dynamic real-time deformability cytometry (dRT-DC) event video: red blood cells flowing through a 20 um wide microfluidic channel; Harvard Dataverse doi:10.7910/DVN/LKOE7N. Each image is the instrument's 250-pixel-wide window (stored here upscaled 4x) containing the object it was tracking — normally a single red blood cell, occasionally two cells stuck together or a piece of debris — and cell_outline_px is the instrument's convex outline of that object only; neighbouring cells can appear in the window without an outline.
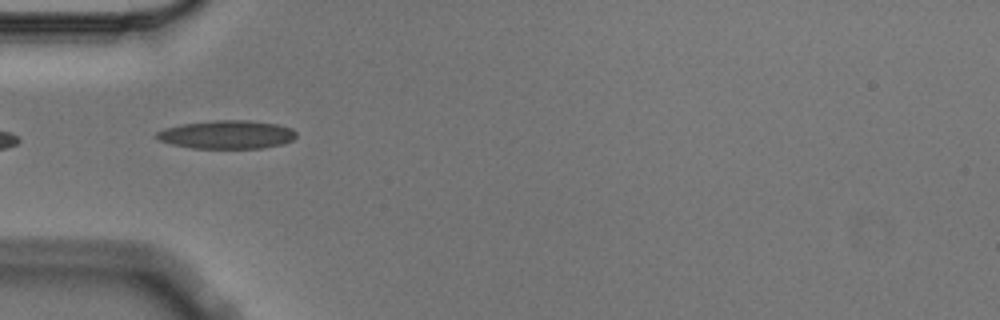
{"species": "Egyptian fruit bat (a non-hibernating species)", "species_latin": "Rousettus aegyptiacus", "temperature_condition": "cold", "stored_images_in_passage": 7, "camera_frame_rate_fps": 3000, "um_per_image_px": 0.085, "animal": {"sex": "male"}, "frame": {"image": 1, "passage_image": 5, "time_ms": 1.333, "image_size_px": [1000, 320], "cell_outline_px": [[296, 136], [292, 140], [280, 144], [260, 148], [192, 148], [172, 144], [160, 140], [156, 136], [156, 132], [164, 128], [180, 124], [212, 120], [248, 120], [276, 124], [292, 128], [296, 132]], "centroid_in_image_um": [19.27, 11.43], "position_along_channel_um": 65.7, "area_um2": 23.0}}
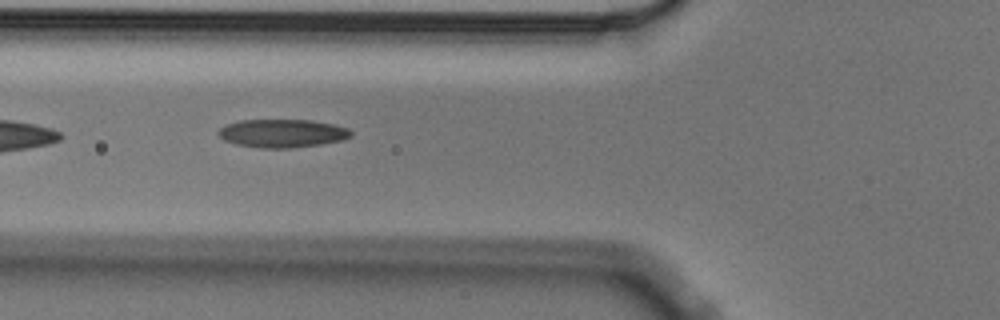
{"frame": {"image": 2, "passage_image": 6, "time_ms": 1.667, "image_size_px": [1000, 320], "cell_outline_px": [[352, 136], [344, 140], [320, 144], [288, 148], [260, 148], [236, 144], [224, 140], [216, 132], [224, 124], [240, 120], [312, 120], [332, 124], [348, 128], [352, 132]], "centroid_in_image_um": [23.98, 11.33], "position_along_channel_um": 101.8, "area_um2": 21.91}}
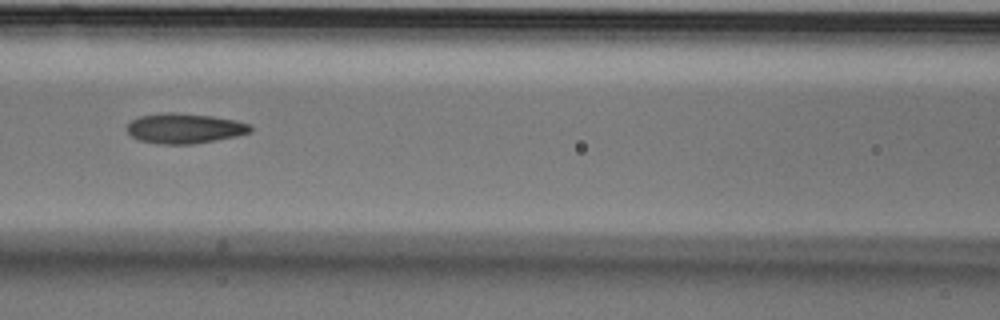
{"frame": {"image": 3, "passage_image": 7, "time_ms": 2.0, "image_size_px": [1000, 320], "cell_outline_px": [[252, 132], [236, 136], [216, 140], [192, 144], [160, 144], [140, 140], [132, 136], [128, 132], [128, 124], [132, 120], [140, 116], [164, 112], [176, 112], [212, 116], [236, 120], [252, 124]], "centroid_in_image_um": [15.73, 10.9], "position_along_channel_um": 150.9, "area_um2": 21.68}}